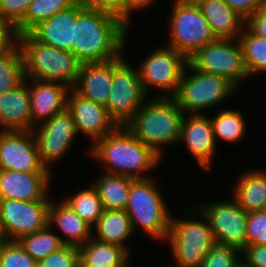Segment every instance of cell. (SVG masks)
Listing matches in <instances>:
<instances>
[{"label":"cell","instance_id":"obj_1","mask_svg":"<svg viewBox=\"0 0 266 267\" xmlns=\"http://www.w3.org/2000/svg\"><path fill=\"white\" fill-rule=\"evenodd\" d=\"M128 25L119 17L87 8L77 2L73 55L83 63H102L118 58L126 46Z\"/></svg>","mask_w":266,"mask_h":267},{"label":"cell","instance_id":"obj_2","mask_svg":"<svg viewBox=\"0 0 266 267\" xmlns=\"http://www.w3.org/2000/svg\"><path fill=\"white\" fill-rule=\"evenodd\" d=\"M103 166L105 173L127 176L133 179H145V173L161 162L149 146L135 138L125 126H118L112 133L98 139L88 151ZM93 155V156H92Z\"/></svg>","mask_w":266,"mask_h":267},{"label":"cell","instance_id":"obj_3","mask_svg":"<svg viewBox=\"0 0 266 267\" xmlns=\"http://www.w3.org/2000/svg\"><path fill=\"white\" fill-rule=\"evenodd\" d=\"M184 112L174 97L146 100L125 125L127 130L162 158V147L179 142Z\"/></svg>","mask_w":266,"mask_h":267},{"label":"cell","instance_id":"obj_4","mask_svg":"<svg viewBox=\"0 0 266 267\" xmlns=\"http://www.w3.org/2000/svg\"><path fill=\"white\" fill-rule=\"evenodd\" d=\"M25 78L60 82L70 88L77 82L82 63L69 51L45 45L30 33L19 35Z\"/></svg>","mask_w":266,"mask_h":267},{"label":"cell","instance_id":"obj_5","mask_svg":"<svg viewBox=\"0 0 266 267\" xmlns=\"http://www.w3.org/2000/svg\"><path fill=\"white\" fill-rule=\"evenodd\" d=\"M157 185L153 179H134L125 211L133 231L140 226L149 236L163 241L168 235L172 216Z\"/></svg>","mask_w":266,"mask_h":267},{"label":"cell","instance_id":"obj_6","mask_svg":"<svg viewBox=\"0 0 266 267\" xmlns=\"http://www.w3.org/2000/svg\"><path fill=\"white\" fill-rule=\"evenodd\" d=\"M236 89L228 79L201 72L188 62L174 98L184 114H202L231 97Z\"/></svg>","mask_w":266,"mask_h":267},{"label":"cell","instance_id":"obj_7","mask_svg":"<svg viewBox=\"0 0 266 267\" xmlns=\"http://www.w3.org/2000/svg\"><path fill=\"white\" fill-rule=\"evenodd\" d=\"M200 217L201 221L171 217L166 240L169 241L175 267H200L209 250L216 244L207 218L203 213Z\"/></svg>","mask_w":266,"mask_h":267},{"label":"cell","instance_id":"obj_8","mask_svg":"<svg viewBox=\"0 0 266 267\" xmlns=\"http://www.w3.org/2000/svg\"><path fill=\"white\" fill-rule=\"evenodd\" d=\"M147 99L137 68L123 54L113 59L112 86L105 105L109 116L118 126H125Z\"/></svg>","mask_w":266,"mask_h":267},{"label":"cell","instance_id":"obj_9","mask_svg":"<svg viewBox=\"0 0 266 267\" xmlns=\"http://www.w3.org/2000/svg\"><path fill=\"white\" fill-rule=\"evenodd\" d=\"M171 13L167 47L189 59L199 48L216 39L199 5L174 1Z\"/></svg>","mask_w":266,"mask_h":267},{"label":"cell","instance_id":"obj_10","mask_svg":"<svg viewBox=\"0 0 266 267\" xmlns=\"http://www.w3.org/2000/svg\"><path fill=\"white\" fill-rule=\"evenodd\" d=\"M188 62L197 70L224 77L237 88L249 78L238 39H218L199 48Z\"/></svg>","mask_w":266,"mask_h":267},{"label":"cell","instance_id":"obj_11","mask_svg":"<svg viewBox=\"0 0 266 267\" xmlns=\"http://www.w3.org/2000/svg\"><path fill=\"white\" fill-rule=\"evenodd\" d=\"M141 62L137 70L146 95L148 96L149 89L158 88L163 92L159 97H174L188 58L173 48L161 46Z\"/></svg>","mask_w":266,"mask_h":267},{"label":"cell","instance_id":"obj_12","mask_svg":"<svg viewBox=\"0 0 266 267\" xmlns=\"http://www.w3.org/2000/svg\"><path fill=\"white\" fill-rule=\"evenodd\" d=\"M51 200L0 199L1 240L17 241L48 225Z\"/></svg>","mask_w":266,"mask_h":267},{"label":"cell","instance_id":"obj_13","mask_svg":"<svg viewBox=\"0 0 266 267\" xmlns=\"http://www.w3.org/2000/svg\"><path fill=\"white\" fill-rule=\"evenodd\" d=\"M199 213L207 218L216 244L246 247L247 212L233 199L201 205Z\"/></svg>","mask_w":266,"mask_h":267},{"label":"cell","instance_id":"obj_14","mask_svg":"<svg viewBox=\"0 0 266 267\" xmlns=\"http://www.w3.org/2000/svg\"><path fill=\"white\" fill-rule=\"evenodd\" d=\"M32 132L40 160L49 171L52 164L60 161L68 153L79 134L72 115L67 109L41 123L40 126L37 125Z\"/></svg>","mask_w":266,"mask_h":267},{"label":"cell","instance_id":"obj_15","mask_svg":"<svg viewBox=\"0 0 266 267\" xmlns=\"http://www.w3.org/2000/svg\"><path fill=\"white\" fill-rule=\"evenodd\" d=\"M32 131H0V170L52 172L41 162Z\"/></svg>","mask_w":266,"mask_h":267},{"label":"cell","instance_id":"obj_16","mask_svg":"<svg viewBox=\"0 0 266 267\" xmlns=\"http://www.w3.org/2000/svg\"><path fill=\"white\" fill-rule=\"evenodd\" d=\"M66 109L72 115L78 133L89 137L93 144L118 127L104 105L84 98L73 88L68 92Z\"/></svg>","mask_w":266,"mask_h":267},{"label":"cell","instance_id":"obj_17","mask_svg":"<svg viewBox=\"0 0 266 267\" xmlns=\"http://www.w3.org/2000/svg\"><path fill=\"white\" fill-rule=\"evenodd\" d=\"M187 116L184 114L182 118L179 143L185 144L198 166L203 170H211L217 144L210 117L203 113Z\"/></svg>","mask_w":266,"mask_h":267},{"label":"cell","instance_id":"obj_18","mask_svg":"<svg viewBox=\"0 0 266 267\" xmlns=\"http://www.w3.org/2000/svg\"><path fill=\"white\" fill-rule=\"evenodd\" d=\"M51 172L0 170V199L51 200Z\"/></svg>","mask_w":266,"mask_h":267},{"label":"cell","instance_id":"obj_19","mask_svg":"<svg viewBox=\"0 0 266 267\" xmlns=\"http://www.w3.org/2000/svg\"><path fill=\"white\" fill-rule=\"evenodd\" d=\"M25 79L30 82V84L28 83V90L30 93L31 120L34 127L48 121L66 109L67 95L71 89L69 86L60 82Z\"/></svg>","mask_w":266,"mask_h":267},{"label":"cell","instance_id":"obj_20","mask_svg":"<svg viewBox=\"0 0 266 267\" xmlns=\"http://www.w3.org/2000/svg\"><path fill=\"white\" fill-rule=\"evenodd\" d=\"M30 93L24 79L17 87L0 94V131H32Z\"/></svg>","mask_w":266,"mask_h":267},{"label":"cell","instance_id":"obj_21","mask_svg":"<svg viewBox=\"0 0 266 267\" xmlns=\"http://www.w3.org/2000/svg\"><path fill=\"white\" fill-rule=\"evenodd\" d=\"M77 21V3L68 10L40 22L29 33L41 43L73 54L74 25Z\"/></svg>","mask_w":266,"mask_h":267},{"label":"cell","instance_id":"obj_22","mask_svg":"<svg viewBox=\"0 0 266 267\" xmlns=\"http://www.w3.org/2000/svg\"><path fill=\"white\" fill-rule=\"evenodd\" d=\"M48 225L51 228L56 225L64 234V238L60 237L64 245L78 248L92 238V232L94 231L63 199L56 203L51 200L48 211Z\"/></svg>","mask_w":266,"mask_h":267},{"label":"cell","instance_id":"obj_23","mask_svg":"<svg viewBox=\"0 0 266 267\" xmlns=\"http://www.w3.org/2000/svg\"><path fill=\"white\" fill-rule=\"evenodd\" d=\"M112 86V60L102 63H83L77 82L72 87L79 95L106 105Z\"/></svg>","mask_w":266,"mask_h":267},{"label":"cell","instance_id":"obj_24","mask_svg":"<svg viewBox=\"0 0 266 267\" xmlns=\"http://www.w3.org/2000/svg\"><path fill=\"white\" fill-rule=\"evenodd\" d=\"M198 5L216 38L237 39L241 35L246 20L224 0H203Z\"/></svg>","mask_w":266,"mask_h":267},{"label":"cell","instance_id":"obj_25","mask_svg":"<svg viewBox=\"0 0 266 267\" xmlns=\"http://www.w3.org/2000/svg\"><path fill=\"white\" fill-rule=\"evenodd\" d=\"M234 184L233 200L246 212L265 210L266 171L248 170Z\"/></svg>","mask_w":266,"mask_h":267},{"label":"cell","instance_id":"obj_26","mask_svg":"<svg viewBox=\"0 0 266 267\" xmlns=\"http://www.w3.org/2000/svg\"><path fill=\"white\" fill-rule=\"evenodd\" d=\"M95 228L92 238L110 244H116L127 249V242L130 235L134 233L131 220L125 210L104 209ZM126 244V245H125Z\"/></svg>","mask_w":266,"mask_h":267},{"label":"cell","instance_id":"obj_27","mask_svg":"<svg viewBox=\"0 0 266 267\" xmlns=\"http://www.w3.org/2000/svg\"><path fill=\"white\" fill-rule=\"evenodd\" d=\"M80 259L88 265L97 267H129V252L116 244L91 238L79 247Z\"/></svg>","mask_w":266,"mask_h":267},{"label":"cell","instance_id":"obj_28","mask_svg":"<svg viewBox=\"0 0 266 267\" xmlns=\"http://www.w3.org/2000/svg\"><path fill=\"white\" fill-rule=\"evenodd\" d=\"M133 178L105 173L92 181L104 209L125 210Z\"/></svg>","mask_w":266,"mask_h":267},{"label":"cell","instance_id":"obj_29","mask_svg":"<svg viewBox=\"0 0 266 267\" xmlns=\"http://www.w3.org/2000/svg\"><path fill=\"white\" fill-rule=\"evenodd\" d=\"M77 2L78 0H33L25 17L16 25L18 34L29 33L40 22L68 10Z\"/></svg>","mask_w":266,"mask_h":267},{"label":"cell","instance_id":"obj_30","mask_svg":"<svg viewBox=\"0 0 266 267\" xmlns=\"http://www.w3.org/2000/svg\"><path fill=\"white\" fill-rule=\"evenodd\" d=\"M249 77L266 72V40L254 35L246 26L237 38Z\"/></svg>","mask_w":266,"mask_h":267},{"label":"cell","instance_id":"obj_31","mask_svg":"<svg viewBox=\"0 0 266 267\" xmlns=\"http://www.w3.org/2000/svg\"><path fill=\"white\" fill-rule=\"evenodd\" d=\"M210 120L216 143L218 138H220L225 142L235 144L239 140L244 139L243 137L246 135L247 127L245 118L238 110H220Z\"/></svg>","mask_w":266,"mask_h":267},{"label":"cell","instance_id":"obj_32","mask_svg":"<svg viewBox=\"0 0 266 267\" xmlns=\"http://www.w3.org/2000/svg\"><path fill=\"white\" fill-rule=\"evenodd\" d=\"M63 200L91 227L97 223L104 211L102 201L92 184Z\"/></svg>","mask_w":266,"mask_h":267},{"label":"cell","instance_id":"obj_33","mask_svg":"<svg viewBox=\"0 0 266 267\" xmlns=\"http://www.w3.org/2000/svg\"><path fill=\"white\" fill-rule=\"evenodd\" d=\"M17 242L37 262L64 246L60 236L56 235L49 225L42 230L21 237Z\"/></svg>","mask_w":266,"mask_h":267},{"label":"cell","instance_id":"obj_34","mask_svg":"<svg viewBox=\"0 0 266 267\" xmlns=\"http://www.w3.org/2000/svg\"><path fill=\"white\" fill-rule=\"evenodd\" d=\"M24 79V61L18 44L0 58V94L17 87Z\"/></svg>","mask_w":266,"mask_h":267},{"label":"cell","instance_id":"obj_35","mask_svg":"<svg viewBox=\"0 0 266 267\" xmlns=\"http://www.w3.org/2000/svg\"><path fill=\"white\" fill-rule=\"evenodd\" d=\"M37 264L17 241L0 240V267H36Z\"/></svg>","mask_w":266,"mask_h":267},{"label":"cell","instance_id":"obj_36","mask_svg":"<svg viewBox=\"0 0 266 267\" xmlns=\"http://www.w3.org/2000/svg\"><path fill=\"white\" fill-rule=\"evenodd\" d=\"M241 250L227 245L215 244L207 253L200 267H237L241 262L238 259Z\"/></svg>","mask_w":266,"mask_h":267},{"label":"cell","instance_id":"obj_37","mask_svg":"<svg viewBox=\"0 0 266 267\" xmlns=\"http://www.w3.org/2000/svg\"><path fill=\"white\" fill-rule=\"evenodd\" d=\"M247 245H266V209L247 212Z\"/></svg>","mask_w":266,"mask_h":267},{"label":"cell","instance_id":"obj_38","mask_svg":"<svg viewBox=\"0 0 266 267\" xmlns=\"http://www.w3.org/2000/svg\"><path fill=\"white\" fill-rule=\"evenodd\" d=\"M80 259L79 248L64 245L46 258L38 262V267H78Z\"/></svg>","mask_w":266,"mask_h":267},{"label":"cell","instance_id":"obj_39","mask_svg":"<svg viewBox=\"0 0 266 267\" xmlns=\"http://www.w3.org/2000/svg\"><path fill=\"white\" fill-rule=\"evenodd\" d=\"M33 0H1L0 18L12 22L15 26L25 17Z\"/></svg>","mask_w":266,"mask_h":267},{"label":"cell","instance_id":"obj_40","mask_svg":"<svg viewBox=\"0 0 266 267\" xmlns=\"http://www.w3.org/2000/svg\"><path fill=\"white\" fill-rule=\"evenodd\" d=\"M19 44V34L16 26L0 18V58L12 51Z\"/></svg>","mask_w":266,"mask_h":267},{"label":"cell","instance_id":"obj_41","mask_svg":"<svg viewBox=\"0 0 266 267\" xmlns=\"http://www.w3.org/2000/svg\"><path fill=\"white\" fill-rule=\"evenodd\" d=\"M241 253L247 267H266V245H247Z\"/></svg>","mask_w":266,"mask_h":267},{"label":"cell","instance_id":"obj_42","mask_svg":"<svg viewBox=\"0 0 266 267\" xmlns=\"http://www.w3.org/2000/svg\"><path fill=\"white\" fill-rule=\"evenodd\" d=\"M245 26L254 35L266 40V0L256 12L246 20Z\"/></svg>","mask_w":266,"mask_h":267},{"label":"cell","instance_id":"obj_43","mask_svg":"<svg viewBox=\"0 0 266 267\" xmlns=\"http://www.w3.org/2000/svg\"><path fill=\"white\" fill-rule=\"evenodd\" d=\"M87 8L111 13L122 20V0H78Z\"/></svg>","mask_w":266,"mask_h":267},{"label":"cell","instance_id":"obj_44","mask_svg":"<svg viewBox=\"0 0 266 267\" xmlns=\"http://www.w3.org/2000/svg\"><path fill=\"white\" fill-rule=\"evenodd\" d=\"M242 18L247 20L265 0H224Z\"/></svg>","mask_w":266,"mask_h":267},{"label":"cell","instance_id":"obj_45","mask_svg":"<svg viewBox=\"0 0 266 267\" xmlns=\"http://www.w3.org/2000/svg\"><path fill=\"white\" fill-rule=\"evenodd\" d=\"M155 0H122V21L130 25L131 13L149 7Z\"/></svg>","mask_w":266,"mask_h":267},{"label":"cell","instance_id":"obj_46","mask_svg":"<svg viewBox=\"0 0 266 267\" xmlns=\"http://www.w3.org/2000/svg\"><path fill=\"white\" fill-rule=\"evenodd\" d=\"M175 2L183 3V4H193L198 5L203 0H174Z\"/></svg>","mask_w":266,"mask_h":267},{"label":"cell","instance_id":"obj_47","mask_svg":"<svg viewBox=\"0 0 266 267\" xmlns=\"http://www.w3.org/2000/svg\"><path fill=\"white\" fill-rule=\"evenodd\" d=\"M78 267H97V266L85 264L81 259H79Z\"/></svg>","mask_w":266,"mask_h":267},{"label":"cell","instance_id":"obj_48","mask_svg":"<svg viewBox=\"0 0 266 267\" xmlns=\"http://www.w3.org/2000/svg\"><path fill=\"white\" fill-rule=\"evenodd\" d=\"M237 267H247V266L241 261Z\"/></svg>","mask_w":266,"mask_h":267}]
</instances>
